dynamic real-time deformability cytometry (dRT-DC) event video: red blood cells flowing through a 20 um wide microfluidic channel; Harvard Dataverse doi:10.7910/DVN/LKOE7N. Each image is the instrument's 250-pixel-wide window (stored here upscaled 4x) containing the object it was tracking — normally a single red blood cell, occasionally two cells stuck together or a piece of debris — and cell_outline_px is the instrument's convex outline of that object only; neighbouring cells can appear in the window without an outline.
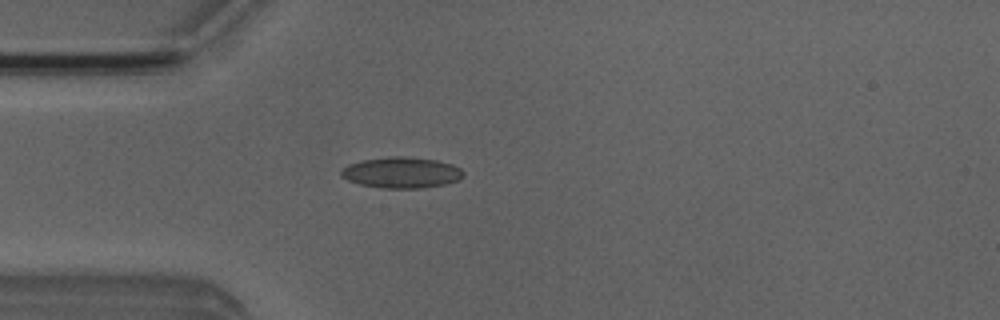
{"species": "Egyptian fruit bat (a non-hibernating species)", "species_latin": "Rousettus aegyptiacus", "temperature_condition": "room temperature", "stored_images_in_passage": 2, "camera_frame_rate_fps": 3000, "um_per_image_px": 0.085, "animal": {"sex": "male"}, "frame": {"image": 1, "passage_image": 2, "time_ms": 1.333, "image_size_px": [1000, 320], "cell_outline_px": [[464, 176], [456, 180], [444, 184], [420, 188], [380, 188], [360, 184], [348, 180], [340, 176], [340, 172], [348, 164], [360, 160], [392, 156], [400, 156], [436, 160], [452, 164], [460, 168], [464, 172]], "centroid_in_image_um": [34.1, 14.66], "position_along_channel_um": 50.9, "area_um2": 21.96}}